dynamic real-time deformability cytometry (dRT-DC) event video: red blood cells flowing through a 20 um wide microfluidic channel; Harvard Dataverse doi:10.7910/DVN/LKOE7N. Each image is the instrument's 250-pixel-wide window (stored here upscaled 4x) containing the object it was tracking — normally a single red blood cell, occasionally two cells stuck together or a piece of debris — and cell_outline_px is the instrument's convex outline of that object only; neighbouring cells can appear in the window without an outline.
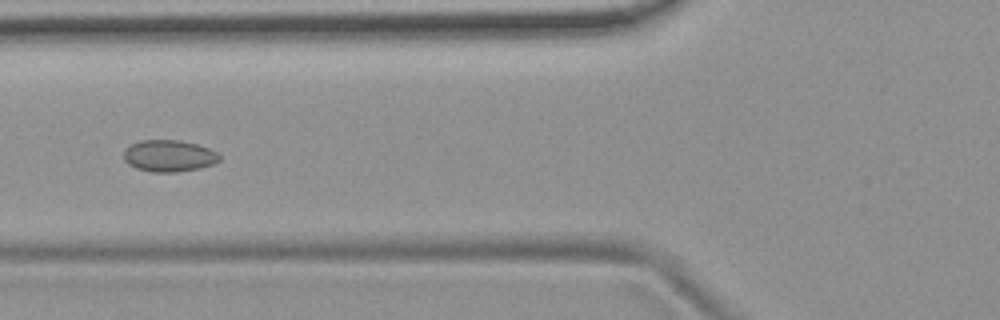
{"species": "common noctule bat (a hibernating species)", "species_latin": "Nyctalus noctula", "temperature_condition": "room temperature", "stored_images_in_passage": 5, "camera_frame_rate_fps": 3000, "um_per_image_px": 0.085, "animal": {"sex": "female", "body_mass_g": 19.9}, "frame": {"image": 1, "passage_image": 3, "time_ms": 2.333, "image_size_px": [1000, 320], "cell_outline_px": [[220, 160], [212, 164], [200, 168], [176, 172], [152, 172], [136, 168], [128, 164], [124, 160], [124, 152], [132, 144], [140, 140], [180, 140], [196, 144], [208, 148], [216, 152], [220, 156]], "centroid_in_image_um": [14.36, 13.25], "position_along_channel_um": 111.4, "area_um2": 17.57}}
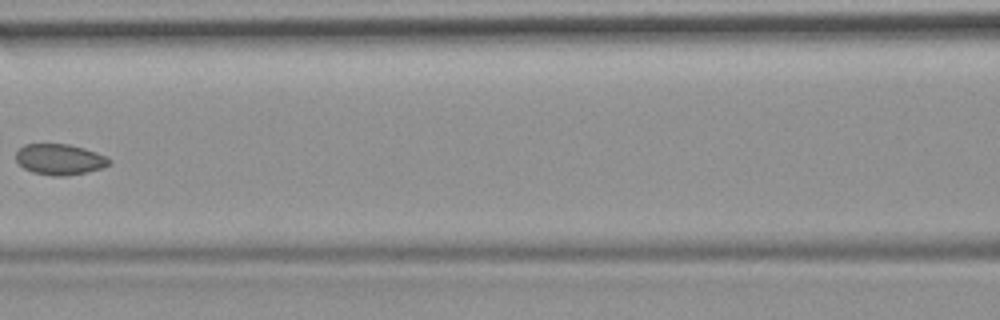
{"frame": {"image": 2, "passage_image": 4, "time_ms": 3.667, "image_size_px": [1000, 320], "cell_outline_px": [[112, 164], [104, 168], [64, 176], [52, 176], [32, 172], [24, 168], [16, 160], [16, 152], [24, 144], [68, 144], [84, 148], [108, 156], [112, 160]], "centroid_in_image_um": [5.12, 13.54], "position_along_channel_um": 161.5, "area_um2": 16.88}}
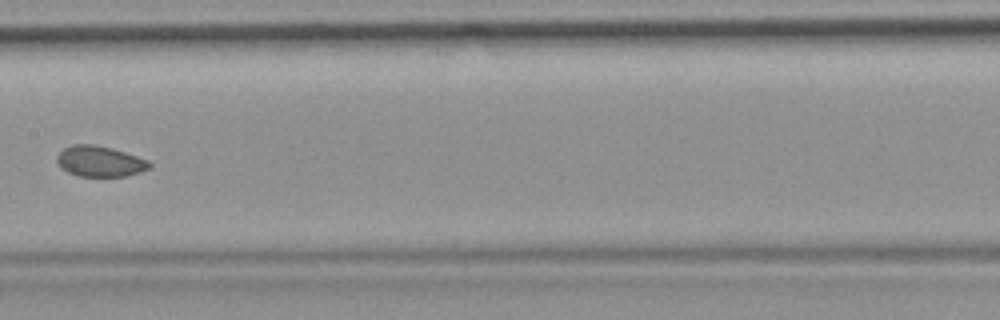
{"frame": {"image": 3, "passage_image": 5, "time_ms": 4.667, "image_size_px": [1000, 320], "cell_outline_px": [[152, 168], [140, 172], [124, 176], [76, 176], [68, 172], [56, 160], [56, 156], [64, 148], [72, 144], [92, 144], [112, 148], [148, 160], [152, 164]], "centroid_in_image_um": [8.51, 13.71], "position_along_channel_um": 198.9, "area_um2": 16.47}}